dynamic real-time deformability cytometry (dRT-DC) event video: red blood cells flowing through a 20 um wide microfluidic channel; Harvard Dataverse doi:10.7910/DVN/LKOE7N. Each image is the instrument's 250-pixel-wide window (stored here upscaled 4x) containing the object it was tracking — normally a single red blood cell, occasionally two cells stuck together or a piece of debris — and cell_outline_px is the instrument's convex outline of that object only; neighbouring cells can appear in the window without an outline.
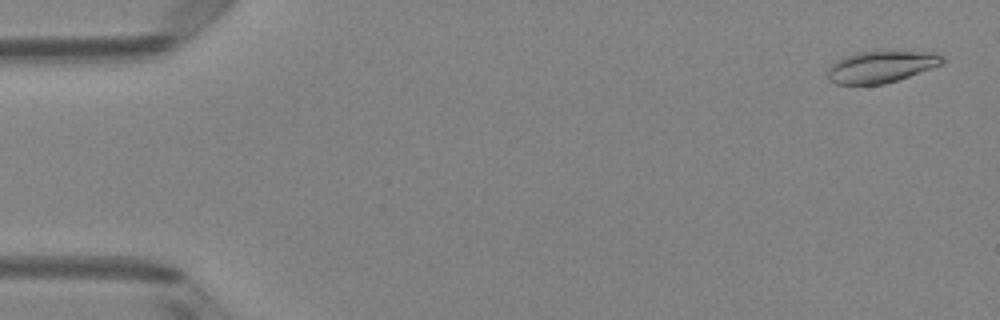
{"species": "Egyptian fruit bat (a non-hibernating species)", "species_latin": "Rousettus aegyptiacus", "temperature_condition": "room temperature", "stored_images_in_passage": 5, "camera_frame_rate_fps": 3000, "um_per_image_px": 0.085, "animal": {"sex": "female"}, "frame": {"image": 1, "passage_image": 1, "time_ms": 0.0, "image_size_px": [1000, 320], "cell_outline_px": [[944, 64], [884, 84], [836, 84], [828, 80], [828, 68], [836, 60], [844, 56], [856, 52], [880, 48], [936, 52], [944, 56]], "centroid_in_image_um": [74.93, 5.6], "position_along_channel_um": 10.1, "area_um2": 22.2}}
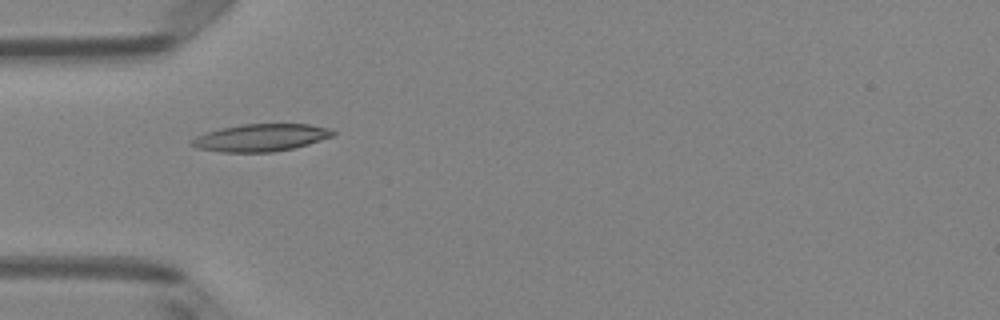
{"frame": {"image": 2, "passage_image": 5, "time_ms": 1.333, "image_size_px": [1000, 320], "cell_outline_px": [[336, 132], [332, 136], [308, 144], [292, 148], [272, 152], [220, 152], [196, 148], [188, 144], [188, 140], [196, 136], [220, 128], [244, 124], [308, 124], [328, 128]], "centroid_in_image_um": [22.1, 11.7], "position_along_channel_um": 62.9, "area_um2": 22.48}}